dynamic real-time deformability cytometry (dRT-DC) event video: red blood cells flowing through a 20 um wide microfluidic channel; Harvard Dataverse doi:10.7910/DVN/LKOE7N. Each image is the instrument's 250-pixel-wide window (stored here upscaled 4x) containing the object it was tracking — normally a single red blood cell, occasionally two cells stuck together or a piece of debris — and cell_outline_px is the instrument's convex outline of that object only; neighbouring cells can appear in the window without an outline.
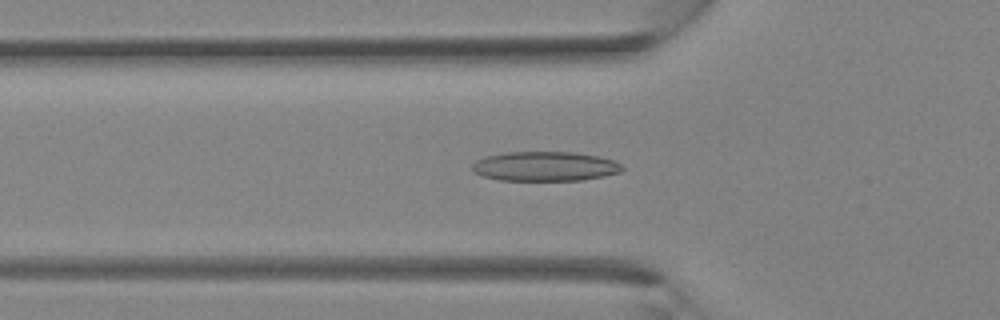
{"species": "Egyptian fruit bat (a non-hibernating species)", "species_latin": "Rousettus aegyptiacus", "temperature_condition": "room temperature", "stored_images_in_passage": 35, "segment_of_instrument_passage": [1, 2], "camera_frame_rate_fps": 3000, "um_per_image_px": 0.085, "animal": {"sex": "female"}, "frame": {"image": 1, "passage_image": 10, "time_ms": 3.0, "image_size_px": [1000, 320], "cell_outline_px": [[624, 168], [620, 172], [604, 176], [580, 180], [500, 180], [480, 176], [472, 172], [472, 164], [476, 160], [484, 156], [504, 152], [572, 152], [600, 156], [612, 160], [620, 164]], "centroid_in_image_um": [46.27, 14.13], "position_along_channel_um": 79.5, "area_um2": 25.95}}
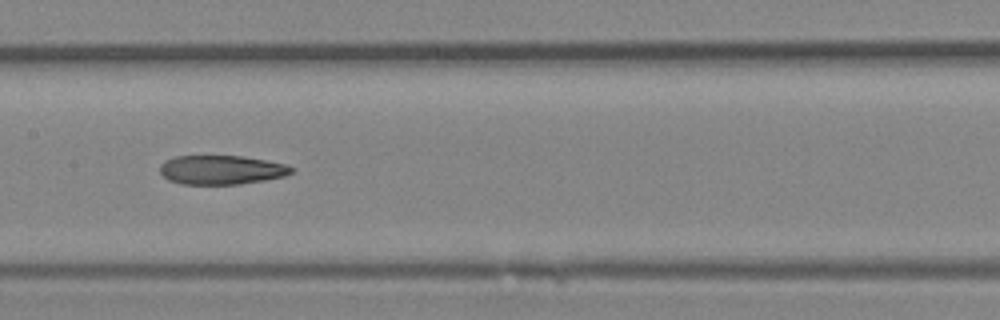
{"frame": {"image": 2, "passage_image": 16, "time_ms": 5.0, "image_size_px": [1000, 320], "cell_outline_px": [[292, 172], [284, 176], [264, 180], [240, 184], [180, 184], [168, 180], [160, 172], [160, 164], [164, 160], [176, 156], [240, 156], [264, 160], [284, 164], [292, 168]], "centroid_in_image_um": [18.76, 14.44], "position_along_channel_um": 188.6, "area_um2": 22.14}}
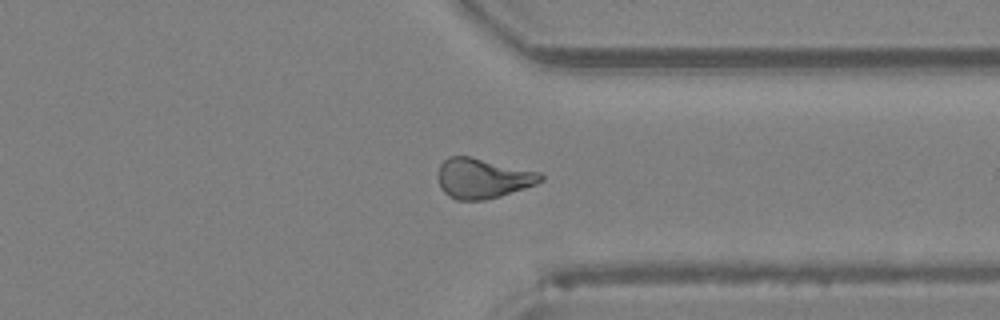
{"frame": {"image": 3, "passage_image": 26, "time_ms": 8.333, "image_size_px": [1000, 320], "cell_outline_px": [[544, 180], [536, 184], [500, 196], [484, 200], [456, 200], [448, 196], [440, 188], [440, 164], [448, 156], [472, 156], [540, 172], [544, 176]], "centroid_in_image_um": [41.06, 15.15], "position_along_channel_um": 370.3, "area_um2": 23.93}}